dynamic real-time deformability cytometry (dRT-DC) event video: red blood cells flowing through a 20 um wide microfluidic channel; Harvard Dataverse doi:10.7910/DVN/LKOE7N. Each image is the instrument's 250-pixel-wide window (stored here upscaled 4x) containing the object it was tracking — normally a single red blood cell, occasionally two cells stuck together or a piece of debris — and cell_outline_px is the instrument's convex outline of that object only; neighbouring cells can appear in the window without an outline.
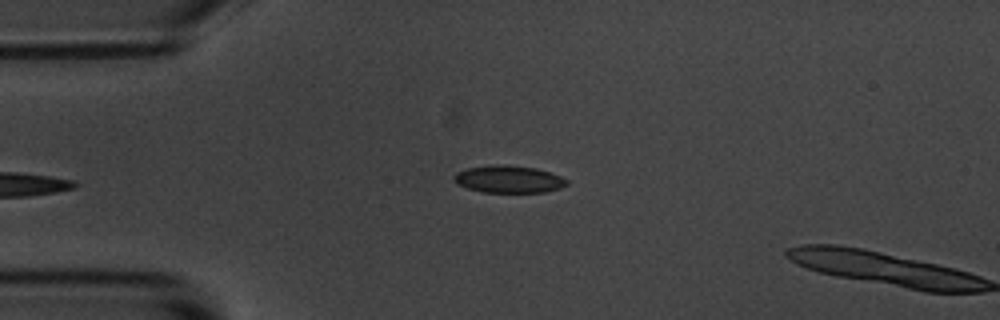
{"species": "common noctule bat (a hibernating species)", "species_latin": "Nyctalus noctula", "temperature_condition": "room temperature", "stored_images_in_passage": 3, "camera_frame_rate_fps": 3000, "um_per_image_px": 0.085, "animal": {"sex": "male", "body_mass_g": 20.1, "forearm_length_mm": 53.5}, "frame": {"image": 1, "passage_image": 3, "time_ms": 2.333, "image_size_px": [1000, 320], "cell_outline_px": [[568, 184], [560, 188], [544, 192], [480, 192], [456, 184], [452, 176], [456, 172], [468, 168], [500, 164], [504, 164], [536, 168], [560, 176], [568, 180]], "centroid_in_image_um": [43.22, 15.23], "position_along_channel_um": 41.8, "area_um2": 17.92}}